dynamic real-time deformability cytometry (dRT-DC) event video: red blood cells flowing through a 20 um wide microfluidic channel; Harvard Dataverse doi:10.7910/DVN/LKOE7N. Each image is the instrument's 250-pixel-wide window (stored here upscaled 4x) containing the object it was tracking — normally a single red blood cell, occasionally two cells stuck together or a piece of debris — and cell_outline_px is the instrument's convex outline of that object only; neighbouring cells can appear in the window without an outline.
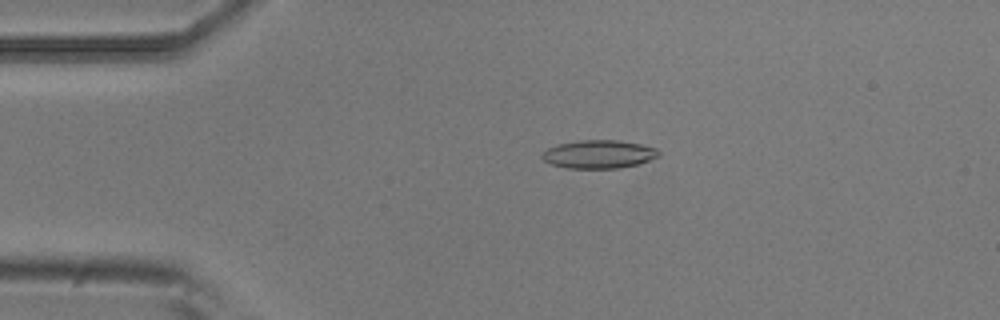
{"species": "common noctule bat (a hibernating species)", "species_latin": "Nyctalus noctula", "temperature_condition": "room temperature", "stored_images_in_passage": 5, "camera_frame_rate_fps": 3000, "um_per_image_px": 0.085, "animal": {"sex": "male", "body_mass_g": 20.5, "forearm_length_mm": 52.5}, "frame": {"image": 1, "passage_image": 4, "time_ms": 1.0, "image_size_px": [1000, 320], "cell_outline_px": [[660, 156], [636, 164], [620, 168], [568, 168], [552, 164], [544, 160], [540, 156], [548, 148], [556, 144], [580, 140], [616, 140], [640, 144], [656, 148], [660, 152]], "centroid_in_image_um": [50.89, 13.1], "position_along_channel_um": 34.1, "area_um2": 19.07}}